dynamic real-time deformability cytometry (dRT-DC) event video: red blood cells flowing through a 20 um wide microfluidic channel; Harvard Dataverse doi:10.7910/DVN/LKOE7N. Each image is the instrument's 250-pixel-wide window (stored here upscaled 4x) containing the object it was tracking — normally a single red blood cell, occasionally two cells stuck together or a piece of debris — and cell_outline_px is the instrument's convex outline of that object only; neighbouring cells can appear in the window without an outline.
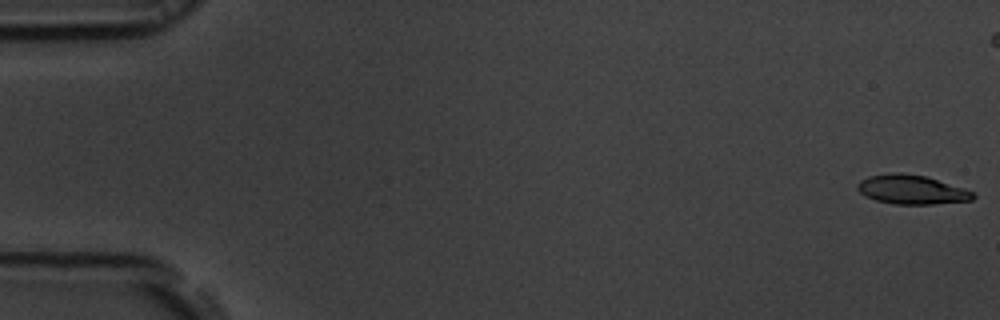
{"species": "common noctule bat (a hibernating species)", "species_latin": "Nyctalus noctula", "temperature_condition": "room temperature", "stored_images_in_passage": 47, "camera_frame_rate_fps": 3000, "um_per_image_px": 0.085, "animal": {"sex": "male", "body_mass_g": 19.5, "forearm_length_mm": 54.6}, "frame": {"image": 1, "passage_image": 1, "time_ms": 0.0, "image_size_px": [1000, 320], "cell_outline_px": [[976, 196], [972, 200], [932, 204], [892, 204], [876, 200], [864, 196], [856, 188], [856, 184], [860, 180], [868, 176], [892, 172], [900, 172], [924, 176], [964, 188], [976, 192]], "centroid_in_image_um": [77.47, 16.11], "position_along_channel_um": 7.5, "area_um2": 19.77}}
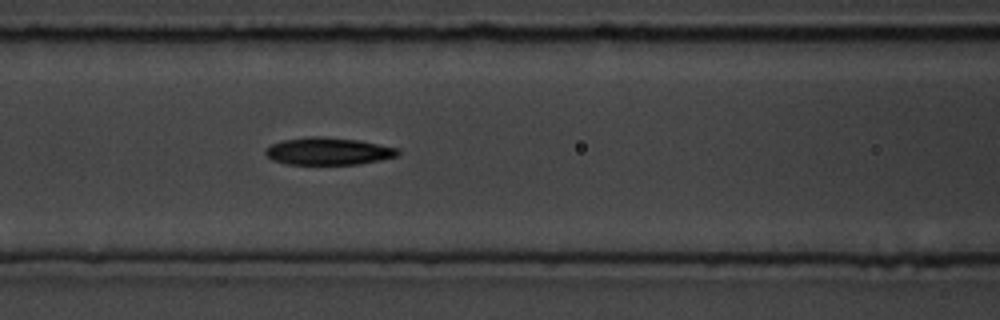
{"frame": {"image": 2, "passage_image": 23, "time_ms": 7.333, "image_size_px": [1000, 320], "cell_outline_px": [[400, 156], [360, 164], [284, 164], [272, 160], [264, 152], [264, 148], [272, 144], [284, 140], [308, 136], [324, 136], [360, 140], [400, 148]], "centroid_in_image_um": [27.94, 12.85], "position_along_channel_um": 138.7, "area_um2": 21.44}}
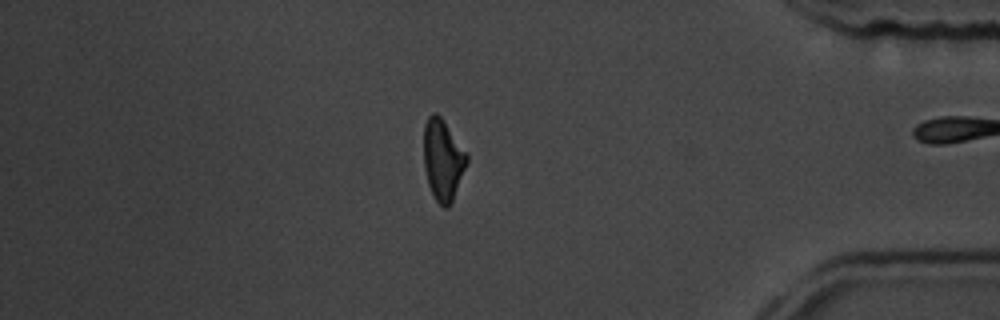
{"frame": {"image": 3, "passage_image": 46, "time_ms": 15.0, "image_size_px": [1000, 320], "cell_outline_px": [[468, 160], [452, 200], [448, 208], [444, 208], [436, 200], [428, 184], [424, 168], [424, 124], [428, 116], [432, 112], [436, 112], [440, 116], [468, 152]], "centroid_in_image_um": [37.64, 13.54], "position_along_channel_um": 397.6, "area_um2": 20.29}, "authors_computed_cell_mechanics": {"area_um2": 20.7502, "velocity_mm_per_s": 3.8181, "shape_relaxation_time_tau1_ms": 3.8591, "shape_relaxation_time_tau2_ms": 3.1104, "deformation_change_tau1": 0.1673, "deformation_change_tau2": 0.114}}